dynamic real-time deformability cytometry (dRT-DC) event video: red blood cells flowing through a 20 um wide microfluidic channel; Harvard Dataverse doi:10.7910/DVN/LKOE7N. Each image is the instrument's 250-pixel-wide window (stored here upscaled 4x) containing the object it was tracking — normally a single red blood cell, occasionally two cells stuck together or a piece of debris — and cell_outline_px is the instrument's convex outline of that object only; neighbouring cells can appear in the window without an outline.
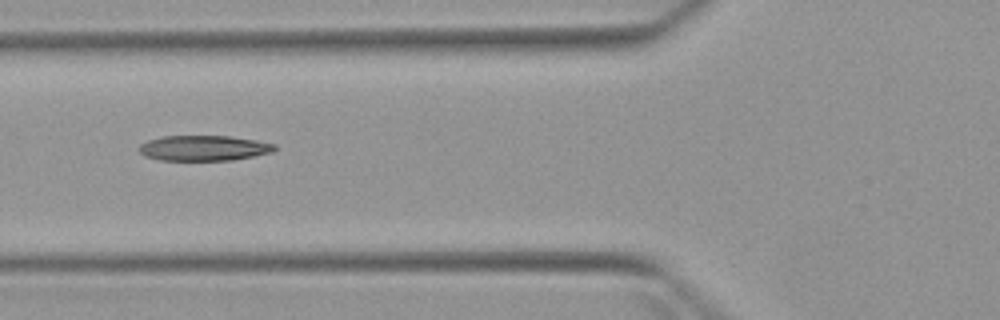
{"species": "Egyptian fruit bat (a non-hibernating species)", "species_latin": "Rousettus aegyptiacus", "temperature_condition": "warm", "stored_images_in_passage": 5, "camera_frame_rate_fps": 3000, "um_per_image_px": 0.085, "animal": {"sex": "female"}, "frame": {"image": 1, "passage_image": 4, "time_ms": 4.333, "image_size_px": [1000, 320], "cell_outline_px": [[276, 148], [272, 152], [232, 160], [160, 160], [144, 156], [140, 152], [140, 144], [148, 140], [164, 136], [228, 136], [256, 140], [276, 144]], "centroid_in_image_um": [17.32, 12.58], "position_along_channel_um": 108.5, "area_um2": 19.88}}
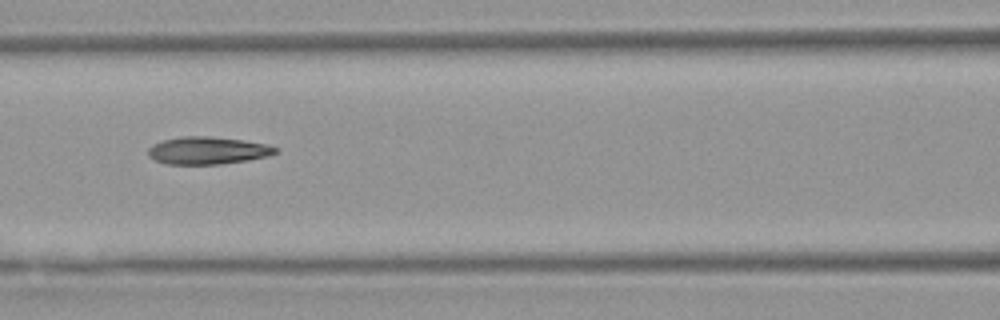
{"frame": {"image": 2, "passage_image": 5, "time_ms": 5.333, "image_size_px": [1000, 320], "cell_outline_px": [[280, 152], [268, 156], [248, 160], [220, 164], [164, 164], [148, 156], [148, 148], [152, 144], [164, 140], [180, 136], [208, 136], [240, 140], [268, 144], [280, 148]], "centroid_in_image_um": [17.67, 12.79], "position_along_channel_um": 148.9, "area_um2": 20.52}}